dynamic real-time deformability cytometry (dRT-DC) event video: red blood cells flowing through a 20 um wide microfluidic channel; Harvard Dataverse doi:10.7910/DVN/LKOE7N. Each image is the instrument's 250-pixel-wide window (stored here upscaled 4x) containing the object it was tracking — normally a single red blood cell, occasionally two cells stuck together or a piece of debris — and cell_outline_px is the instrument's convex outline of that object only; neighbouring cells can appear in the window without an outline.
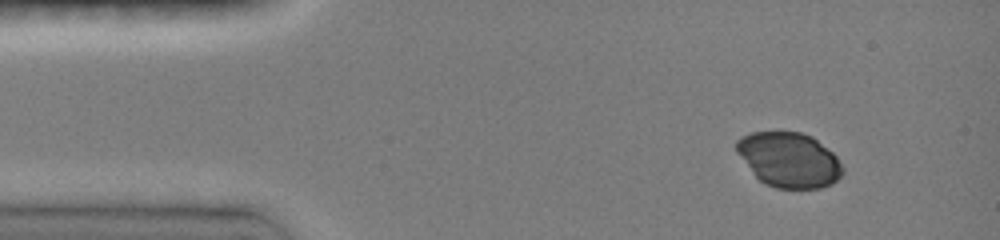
{"species": "common noctule bat (a hibernating species)", "species_latin": "Nyctalus noctula", "temperature_condition": "room temperature", "stored_images_in_passage": 63, "camera_frame_rate_fps": 3000, "um_per_image_px": 0.085, "animal": {"sex": "female", "body_mass_g": 19.0, "forearm_length_mm": 51.5}, "frame": {"image": 1, "passage_image": 1, "time_ms": 0.0, "image_size_px": [1000, 240], "cell_outline_px": [[844, 172], [832, 184], [820, 188], [776, 188], [764, 184], [756, 176], [736, 152], [736, 140], [740, 136], [752, 132], [800, 132], [812, 136], [832, 152], [836, 156], [844, 168]], "centroid_in_image_um": [67.07, 13.58], "position_along_channel_um": 17.9, "area_um2": 33.93}}